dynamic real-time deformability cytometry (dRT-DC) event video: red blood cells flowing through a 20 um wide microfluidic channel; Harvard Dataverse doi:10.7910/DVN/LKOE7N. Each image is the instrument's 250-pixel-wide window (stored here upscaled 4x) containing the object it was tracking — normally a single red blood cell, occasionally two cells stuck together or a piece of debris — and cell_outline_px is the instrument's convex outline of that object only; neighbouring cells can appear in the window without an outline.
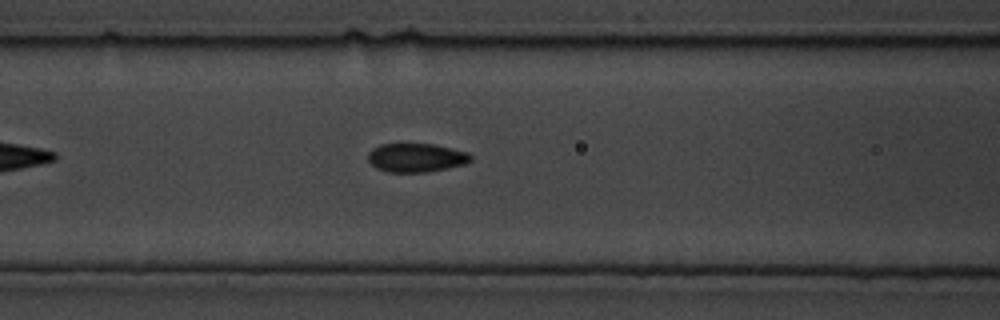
{"species": "common noctule bat (a hibernating species)", "species_latin": "Nyctalus noctula", "temperature_condition": "cold", "stored_images_in_passage": 15, "camera_frame_rate_fps": 3000, "um_per_image_px": 0.085, "animal": {"sex": "male", "body_mass_g": 19.5, "forearm_length_mm": 54.6}, "frame": {"image": 1, "passage_image": 4, "time_ms": 1.0, "image_size_px": [1000, 320], "cell_outline_px": [[472, 160], [464, 164], [448, 168], [428, 172], [388, 172], [376, 168], [368, 160], [368, 152], [372, 148], [380, 144], [400, 140], [432, 144], [452, 148], [468, 152], [472, 156]], "centroid_in_image_um": [35.33, 13.35], "position_along_channel_um": 131.3, "area_um2": 18.03}}
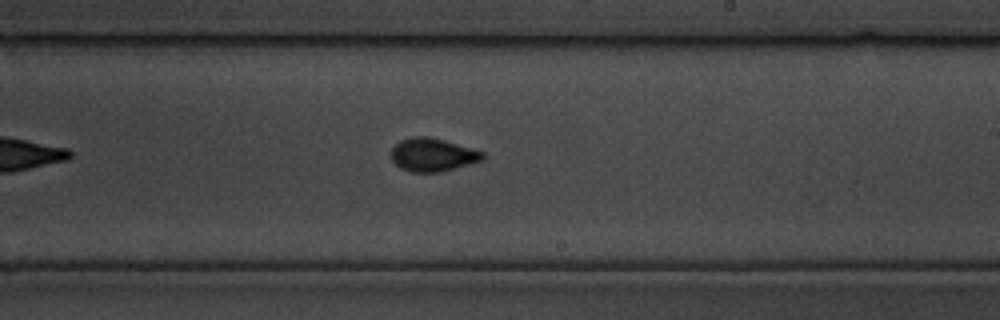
{"frame": {"image": 2, "passage_image": 9, "time_ms": 2.667, "image_size_px": [1000, 320], "cell_outline_px": [[484, 160], [440, 172], [412, 172], [400, 168], [392, 160], [392, 148], [400, 140], [412, 136], [428, 136], [444, 140], [484, 152]], "centroid_in_image_um": [36.77, 13.15], "position_along_channel_um": 252.2, "area_um2": 17.63}}
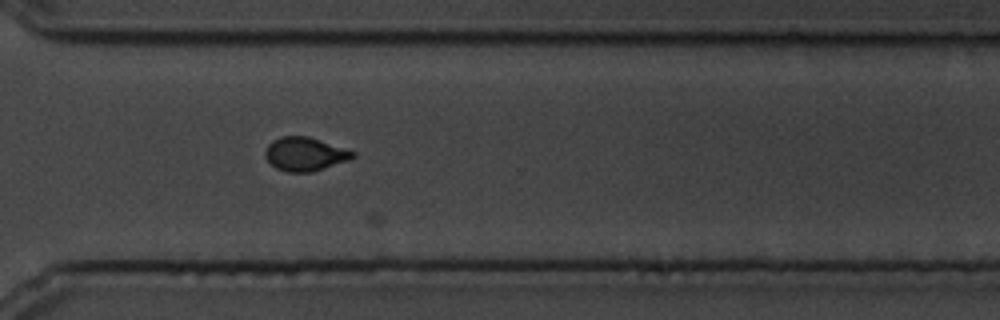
{"frame": {"image": 3, "passage_image": 12, "time_ms": 3.667, "image_size_px": [1000, 320], "cell_outline_px": [[356, 156], [348, 160], [312, 172], [288, 172], [276, 168], [264, 156], [264, 152], [268, 144], [272, 140], [280, 136], [308, 136], [356, 152]], "centroid_in_image_um": [25.9, 13.09], "position_along_channel_um": 344.7, "area_um2": 17.11}}